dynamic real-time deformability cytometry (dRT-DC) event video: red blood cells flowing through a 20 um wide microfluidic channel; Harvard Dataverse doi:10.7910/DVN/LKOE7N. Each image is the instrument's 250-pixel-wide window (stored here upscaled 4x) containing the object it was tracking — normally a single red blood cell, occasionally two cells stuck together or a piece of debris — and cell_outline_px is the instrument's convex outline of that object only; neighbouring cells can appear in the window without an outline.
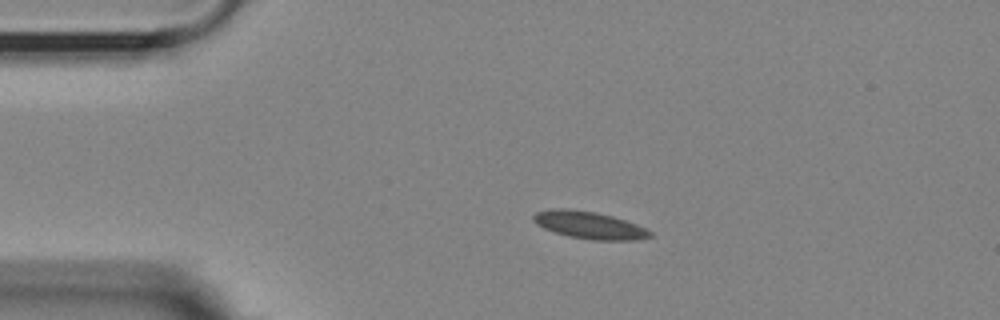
{"species": "Egyptian fruit bat (a non-hibernating species)", "species_latin": "Rousettus aegyptiacus", "temperature_condition": "room temperature", "stored_images_in_passage": 8, "camera_frame_rate_fps": 3000, "um_per_image_px": 0.085, "animal": {"sex": "female"}, "frame": {"image": 1, "passage_image": 1, "time_ms": 0.0, "image_size_px": [1000, 320], "cell_outline_px": [[652, 236], [636, 240], [592, 240], [568, 236], [544, 228], [536, 224], [532, 220], [532, 216], [536, 212], [552, 208], [568, 208], [596, 212], [612, 216], [636, 224], [652, 232]], "centroid_in_image_um": [50.06, 19.13], "position_along_channel_um": 34.9, "area_um2": 18.55}}
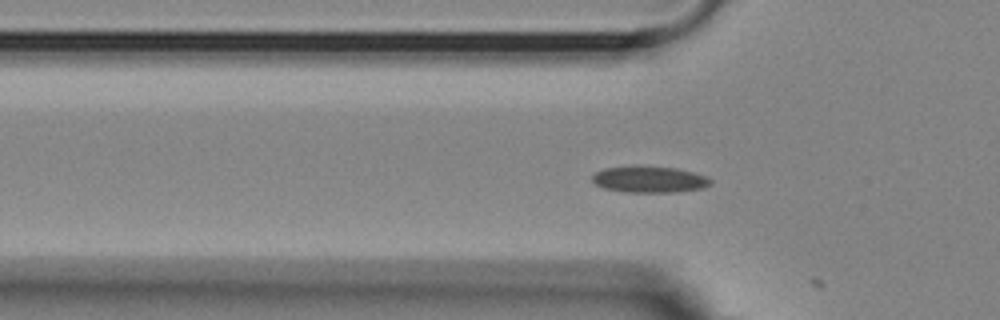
{"frame": {"image": 2, "passage_image": 7, "time_ms": 2.0, "image_size_px": [1000, 320], "cell_outline_px": [[712, 184], [704, 188], [672, 192], [624, 192], [604, 188], [592, 184], [592, 176], [596, 172], [604, 168], [676, 168], [692, 172], [704, 176], [712, 180]], "centroid_in_image_um": [55.19, 15.29], "position_along_channel_um": 70.6, "area_um2": 17.57}}